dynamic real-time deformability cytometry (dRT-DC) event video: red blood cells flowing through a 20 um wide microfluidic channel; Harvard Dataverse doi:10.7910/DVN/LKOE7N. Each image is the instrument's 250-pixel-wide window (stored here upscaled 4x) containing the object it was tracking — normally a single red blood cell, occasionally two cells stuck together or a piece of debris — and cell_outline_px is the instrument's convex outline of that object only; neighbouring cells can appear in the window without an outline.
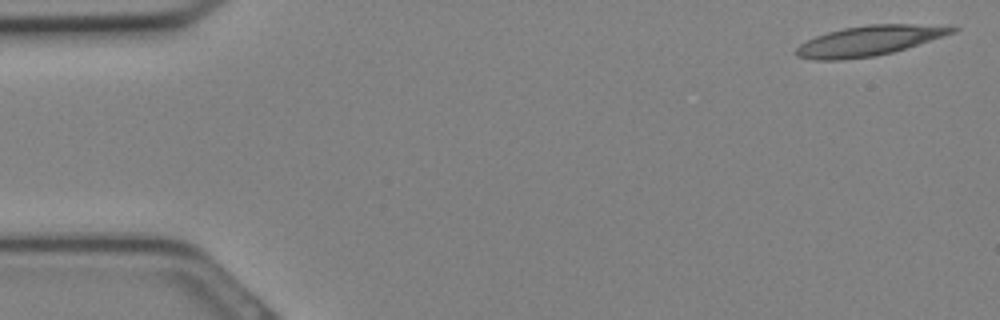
{"species": "Egyptian fruit bat (a non-hibernating species)", "species_latin": "Rousettus aegyptiacus", "temperature_condition": "cold", "stored_images_in_passage": 2, "camera_frame_rate_fps": 3000, "um_per_image_px": 0.085, "animal": {"sex": "female"}, "frame": {"image": 1, "passage_image": 1, "time_ms": 0.0, "image_size_px": [1000, 320], "cell_outline_px": [[960, 28], [956, 32], [944, 36], [892, 52], [876, 56], [840, 60], [812, 60], [796, 56], [792, 52], [800, 44], [816, 36], [828, 32], [844, 28], [868, 24], [912, 24]], "centroid_in_image_um": [73.8, 3.48], "position_along_channel_um": 11.2, "area_um2": 27.11}}